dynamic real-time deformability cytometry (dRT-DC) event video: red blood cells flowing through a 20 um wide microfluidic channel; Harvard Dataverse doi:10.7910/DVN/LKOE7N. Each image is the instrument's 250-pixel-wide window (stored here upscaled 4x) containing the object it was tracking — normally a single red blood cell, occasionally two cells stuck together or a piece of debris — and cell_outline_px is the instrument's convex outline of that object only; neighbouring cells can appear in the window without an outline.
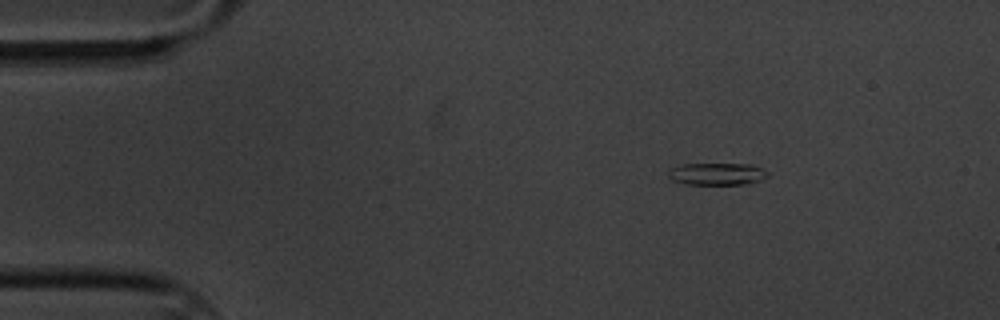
{"species": "common noctule bat (a hibernating species)", "species_latin": "Nyctalus noctula", "temperature_condition": "cold", "stored_images_in_passage": 51, "camera_frame_rate_fps": 3000, "um_per_image_px": 0.085, "animal": {"sex": "male", "body_mass_g": 20.1, "forearm_length_mm": 53.5}, "frame": {"image": 1, "passage_image": 1, "time_ms": 0.0, "image_size_px": [1000, 320], "cell_outline_px": [[768, 176], [760, 180], [744, 184], [684, 184], [672, 180], [668, 176], [668, 168], [680, 164], [752, 164], [768, 172]], "centroid_in_image_um": [60.89, 14.78], "position_along_channel_um": 24.1, "area_um2": 12.89}}
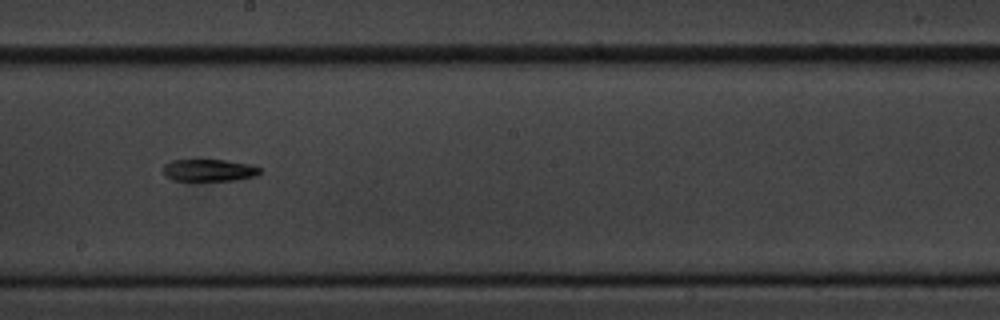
{"frame": {"image": 2, "passage_image": 25, "time_ms": 8.0, "image_size_px": [1000, 320], "cell_outline_px": [[260, 172], [256, 176], [236, 180], [176, 180], [164, 176], [164, 164], [172, 160], [224, 160], [248, 164], [260, 168]], "centroid_in_image_um": [17.76, 14.47], "position_along_channel_um": 230.4, "area_um2": 12.25}}
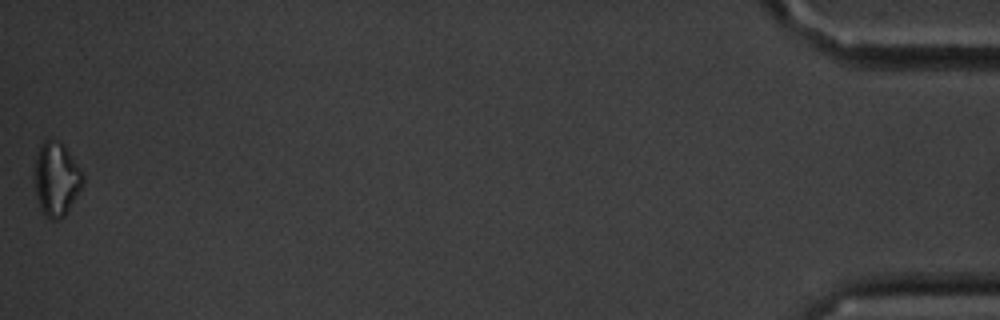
{"frame": {"image": 3, "passage_image": 51, "time_ms": 16.667, "image_size_px": [1000, 320], "cell_outline_px": [[84, 184], [64, 216], [60, 220], [52, 220], [44, 216], [40, 208], [36, 196], [36, 152], [44, 140], [60, 140], [64, 144], [84, 172]], "centroid_in_image_um": [4.83, 15.22], "position_along_channel_um": 430.4, "area_um2": 20.92}, "authors_computed_cell_mechanics": {"area_um2": 12.7738, "velocity_mm_per_s": 3.4032, "shape_relaxation_time_tau1_ms": 10.9499, "shape_relaxation_time_tau2_ms": null, "deformation_change_tau1": 0.289, "deformation_change_tau2": null}}